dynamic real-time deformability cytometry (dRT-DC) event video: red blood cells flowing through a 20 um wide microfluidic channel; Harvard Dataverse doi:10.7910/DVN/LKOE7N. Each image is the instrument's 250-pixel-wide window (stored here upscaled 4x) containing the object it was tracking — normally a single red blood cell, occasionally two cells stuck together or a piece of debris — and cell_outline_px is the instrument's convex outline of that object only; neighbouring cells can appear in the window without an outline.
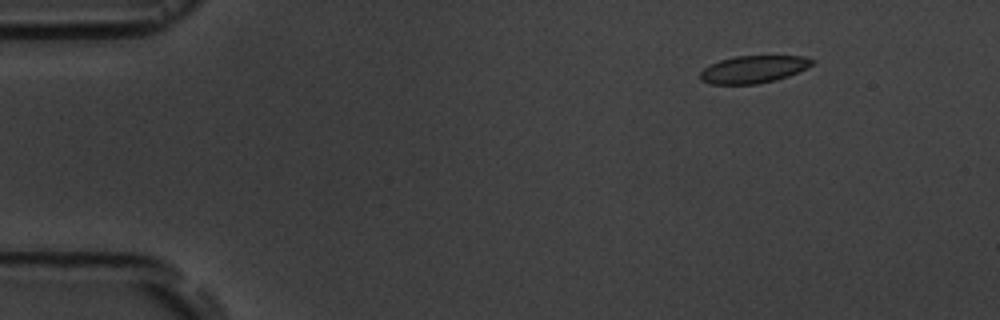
{"species": "common noctule bat (a hibernating species)", "species_latin": "Nyctalus noctula", "temperature_condition": "room temperature", "stored_images_in_passage": 9, "camera_frame_rate_fps": 3000, "um_per_image_px": 0.085, "animal": {"sex": "male", "body_mass_g": 19.5, "forearm_length_mm": 54.6}, "frame": {"image": 1, "passage_image": 1, "time_ms": 0.0, "image_size_px": [1000, 320], "cell_outline_px": [[816, 60], [808, 68], [788, 76], [776, 80], [756, 84], [712, 84], [700, 80], [700, 72], [704, 68], [720, 60], [736, 56], [804, 56]], "centroid_in_image_um": [64.07, 5.89], "position_along_channel_um": 20.9, "area_um2": 17.86}}
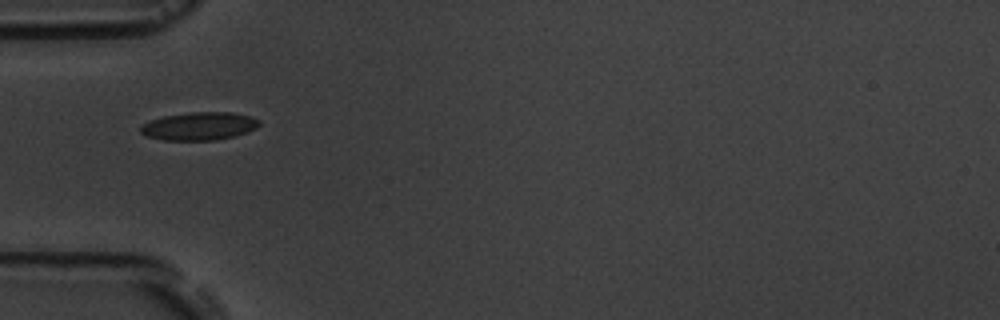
{"frame": {"image": 2, "passage_image": 4, "time_ms": 3.667, "image_size_px": [1000, 320], "cell_outline_px": [[260, 124], [256, 128], [248, 132], [216, 140], [164, 140], [144, 136], [140, 132], [140, 124], [164, 116], [188, 112], [232, 112], [248, 116], [260, 120]], "centroid_in_image_um": [16.9, 10.72], "position_along_channel_um": 68.1, "area_um2": 19.42}}
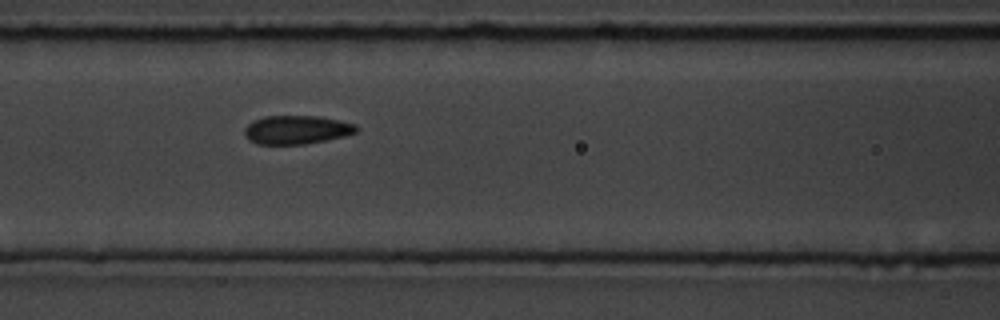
{"frame": {"image": 3, "passage_image": 6, "time_ms": 5.667, "image_size_px": [1000, 320], "cell_outline_px": [[360, 128], [356, 132], [344, 136], [304, 144], [256, 144], [248, 140], [244, 132], [244, 128], [252, 120], [264, 116], [320, 116], [356, 124]], "centroid_in_image_um": [25.19, 11.02], "position_along_channel_um": 141.4, "area_um2": 18.73}}